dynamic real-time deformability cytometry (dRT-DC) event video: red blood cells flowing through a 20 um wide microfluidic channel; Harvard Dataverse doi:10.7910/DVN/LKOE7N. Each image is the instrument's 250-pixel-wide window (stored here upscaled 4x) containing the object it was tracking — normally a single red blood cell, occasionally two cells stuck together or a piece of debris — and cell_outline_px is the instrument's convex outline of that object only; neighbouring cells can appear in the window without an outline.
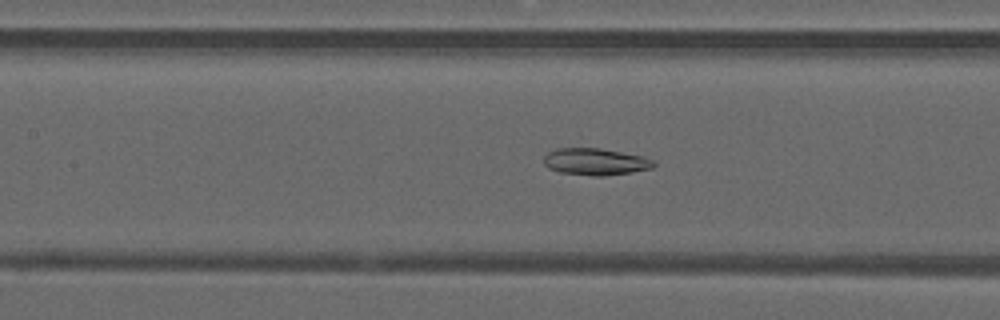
{"species": "common noctule bat (a hibernating species)", "species_latin": "Nyctalus noctula", "temperature_condition": "warm", "stored_images_in_passage": 44, "camera_frame_rate_fps": 3000, "um_per_image_px": 0.085, "animal": {"sex": "male", "forearm_length_mm": 52.5}, "frame": {"image": 1, "passage_image": 22, "time_ms": 7.0, "image_size_px": [1000, 320], "cell_outline_px": [[656, 164], [652, 168], [632, 172], [604, 176], [592, 176], [560, 172], [548, 168], [544, 164], [544, 156], [548, 152], [556, 148], [600, 148], [640, 156], [656, 160]], "centroid_in_image_um": [50.6, 13.75], "position_along_channel_um": 156.8, "area_um2": 17.22}}
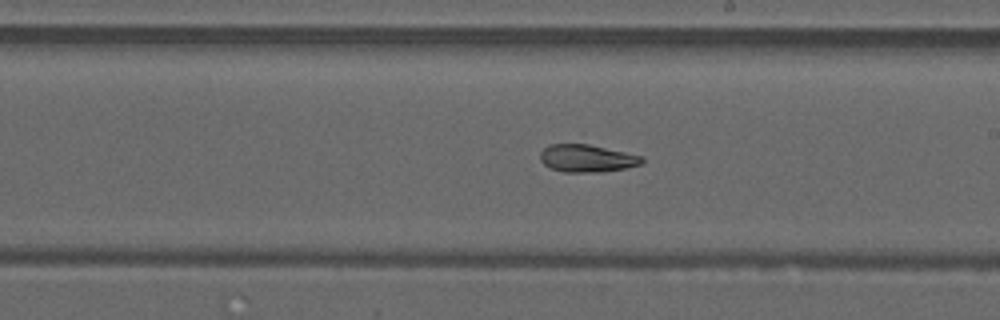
{"frame": {"image": 2, "passage_image": 28, "time_ms": 9.0, "image_size_px": [1000, 320], "cell_outline_px": [[644, 160], [640, 164], [628, 168], [600, 172], [564, 172], [552, 168], [544, 164], [540, 160], [540, 152], [544, 148], [552, 144], [588, 144], [644, 156]], "centroid_in_image_um": [49.91, 13.46], "position_along_channel_um": 239.1, "area_um2": 16.3}}
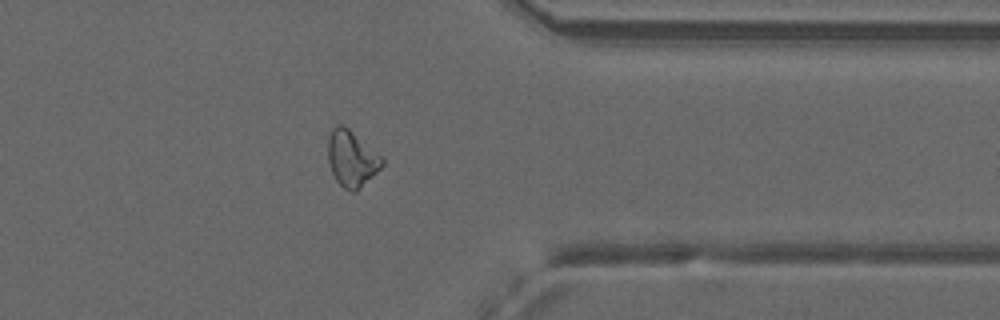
{"frame": {"image": 3, "passage_image": 39, "time_ms": 12.667, "image_size_px": [1000, 320], "cell_outline_px": [[384, 164], [356, 192], [352, 192], [344, 188], [336, 180], [332, 172], [328, 160], [328, 136], [332, 128], [336, 124], [344, 124], [380, 156], [384, 160]], "centroid_in_image_um": [29.86, 13.47], "position_along_channel_um": 381.5, "area_um2": 17.46}}